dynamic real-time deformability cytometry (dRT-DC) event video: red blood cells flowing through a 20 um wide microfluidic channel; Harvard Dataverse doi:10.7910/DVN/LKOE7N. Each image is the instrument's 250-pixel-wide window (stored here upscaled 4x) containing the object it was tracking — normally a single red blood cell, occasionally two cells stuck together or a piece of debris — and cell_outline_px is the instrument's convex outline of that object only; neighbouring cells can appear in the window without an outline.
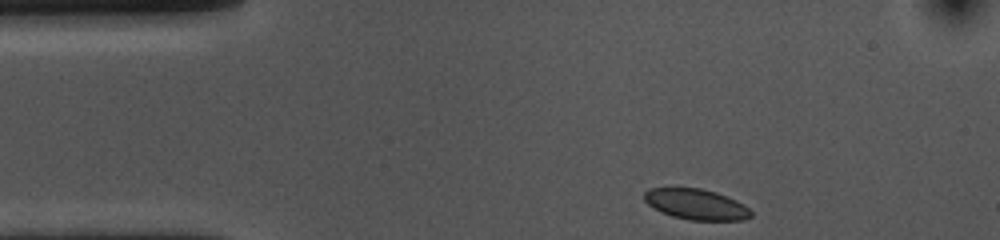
{"species": "common noctule bat (a hibernating species)", "species_latin": "Nyctalus noctula", "temperature_condition": "cold", "stored_images_in_passage": 37, "camera_frame_rate_fps": 3000, "um_per_image_px": 0.085, "animal": {"sex": "female", "body_mass_g": 10.0, "forearm_length_mm": 53.1}, "frame": {"image": 1, "passage_image": 1, "time_ms": 0.0, "image_size_px": [1000, 240], "cell_outline_px": [[752, 216], [744, 220], [688, 220], [672, 216], [660, 212], [648, 204], [644, 200], [644, 192], [648, 188], [700, 188], [716, 192], [736, 200], [744, 204], [752, 212]], "centroid_in_image_um": [59.17, 17.37], "position_along_channel_um": 25.8, "area_um2": 19.13}}
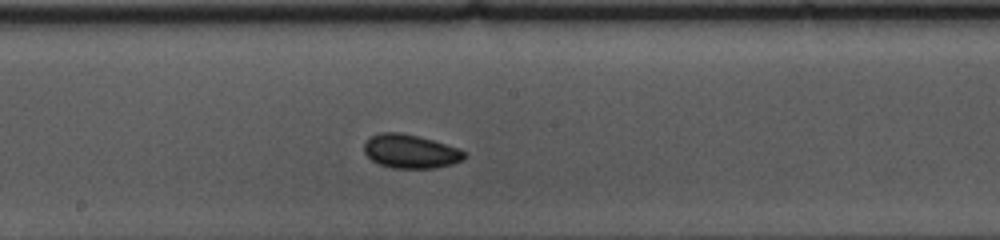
{"frame": {"image": 2, "passage_image": 21, "time_ms": 6.667, "image_size_px": [1000, 240], "cell_outline_px": [[468, 152], [464, 160], [452, 164], [436, 168], [392, 168], [380, 164], [372, 160], [364, 152], [364, 144], [372, 136], [380, 132], [400, 132], [432, 140], [460, 148]], "centroid_in_image_um": [34.94, 12.87], "position_along_channel_um": 213.3, "area_um2": 19.77}}
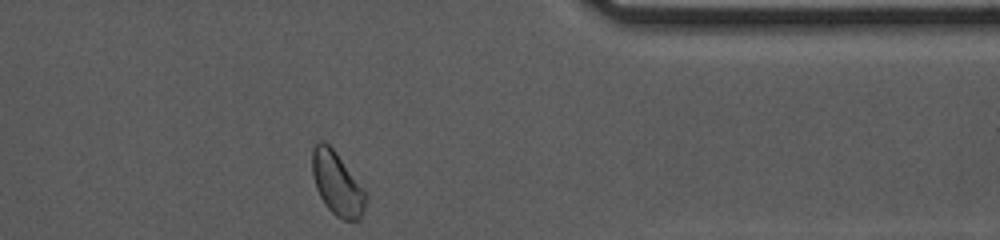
{"frame": {"image": 3, "passage_image": 37, "time_ms": 12.0, "image_size_px": [1000, 240], "cell_outline_px": [[368, 196], [364, 212], [360, 220], [344, 220], [336, 216], [324, 204], [316, 188], [312, 176], [312, 148], [316, 140], [324, 140], [336, 152]], "centroid_in_image_um": [28.63, 15.6], "position_along_channel_um": 382.8, "area_um2": 19.83}, "authors_computed_cell_mechanics": {"area_um2": 19.3052, "velocity_mm_per_s": 3.5215, "shape_relaxation_time_tau1_ms": 6.3777, "shape_relaxation_time_tau2_ms": null, "deformation_change_tau1": 0.1183, "deformation_change_tau2": null}}